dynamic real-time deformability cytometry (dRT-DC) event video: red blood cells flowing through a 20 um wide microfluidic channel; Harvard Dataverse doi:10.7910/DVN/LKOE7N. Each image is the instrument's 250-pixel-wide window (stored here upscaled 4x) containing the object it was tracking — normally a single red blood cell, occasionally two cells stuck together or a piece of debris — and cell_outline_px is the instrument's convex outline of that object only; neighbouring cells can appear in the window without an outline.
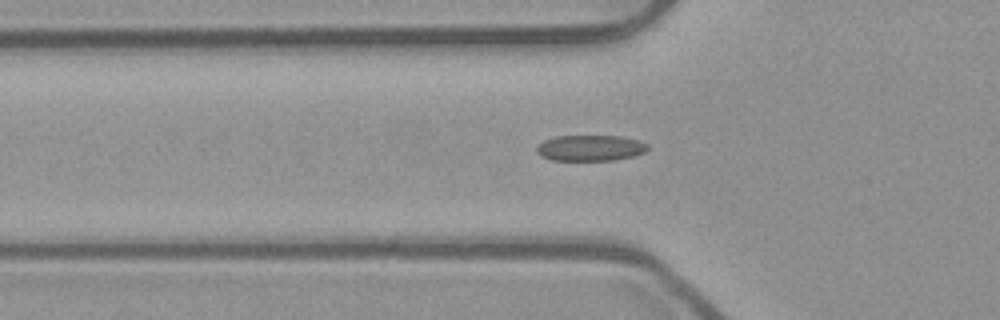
{"species": "common noctule bat (a hibernating species)", "species_latin": "Nyctalus noctula", "temperature_condition": "room temperature", "stored_images_in_passage": 41, "camera_frame_rate_fps": 3000, "um_per_image_px": 0.085, "animal": {"sex": "male", "body_mass_g": 23.1, "forearm_length_mm": 52.7}, "frame": {"image": 1, "passage_image": 9, "time_ms": 2.667, "image_size_px": [1000, 320], "cell_outline_px": [[648, 148], [644, 152], [632, 156], [612, 160], [552, 160], [540, 156], [536, 152], [536, 148], [544, 140], [556, 136], [620, 136], [636, 140], [648, 144]], "centroid_in_image_um": [50.14, 12.58], "position_along_channel_um": 75.7, "area_um2": 16.59}}
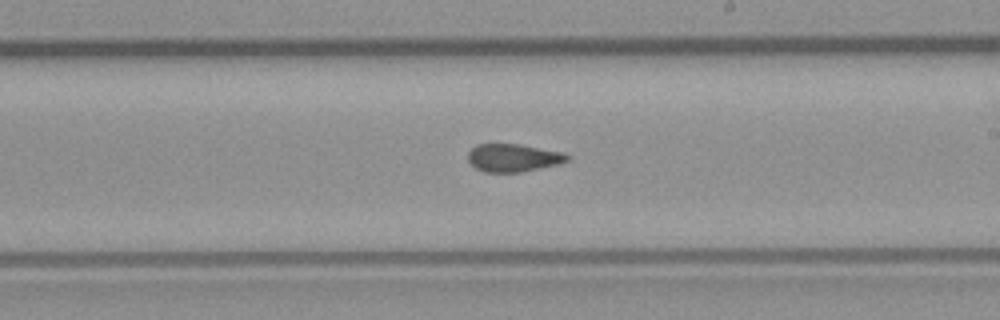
{"frame": {"image": 2, "passage_image": 22, "time_ms": 7.0, "image_size_px": [1000, 320], "cell_outline_px": [[572, 156], [568, 160], [560, 164], [520, 172], [484, 172], [476, 168], [468, 160], [468, 152], [476, 144], [516, 144], [564, 152]], "centroid_in_image_um": [43.65, 13.41], "position_along_channel_um": 245.4, "area_um2": 16.13}}
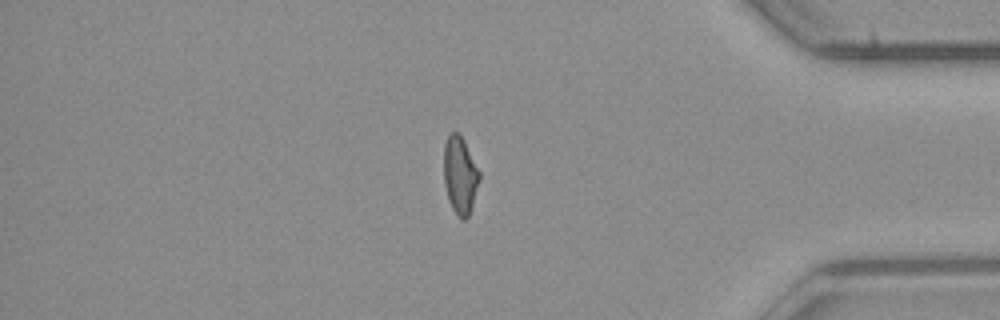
{"frame": {"image": 3, "passage_image": 36, "time_ms": 11.667, "image_size_px": [1000, 320], "cell_outline_px": [[480, 180], [468, 216], [464, 220], [460, 220], [452, 208], [448, 200], [444, 184], [444, 144], [448, 136], [452, 132], [460, 132], [480, 172]], "centroid_in_image_um": [39.09, 14.88], "position_along_channel_um": 396.1, "area_um2": 16.13}}